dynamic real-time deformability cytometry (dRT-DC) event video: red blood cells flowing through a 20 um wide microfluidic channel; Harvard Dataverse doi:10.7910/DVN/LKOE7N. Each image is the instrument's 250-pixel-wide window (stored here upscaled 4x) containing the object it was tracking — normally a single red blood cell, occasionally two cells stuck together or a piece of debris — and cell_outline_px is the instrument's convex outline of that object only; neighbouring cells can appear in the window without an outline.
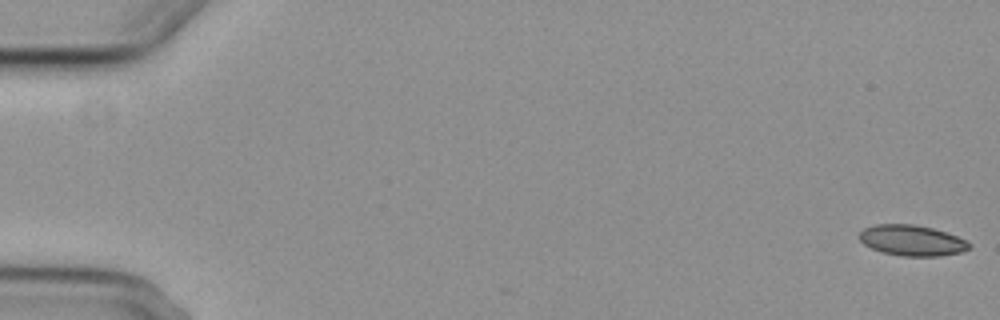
{"species": "common noctule bat (a hibernating species)", "species_latin": "Nyctalus noctula", "temperature_condition": "cold", "stored_images_in_passage": 6, "camera_frame_rate_fps": 3000, "um_per_image_px": 0.085, "animal": {"sex": "female", "body_mass_g": 29.2, "forearm_length_mm": 56.3}, "frame": {"image": 1, "passage_image": 1, "time_ms": 0.0, "image_size_px": [1000, 320], "cell_outline_px": [[972, 244], [968, 248], [960, 252], [940, 256], [900, 256], [880, 252], [864, 244], [860, 240], [860, 232], [864, 228], [876, 224], [912, 224], [932, 228], [956, 236]], "centroid_in_image_um": [77.48, 20.44], "position_along_channel_um": 7.5, "area_um2": 19.48}}
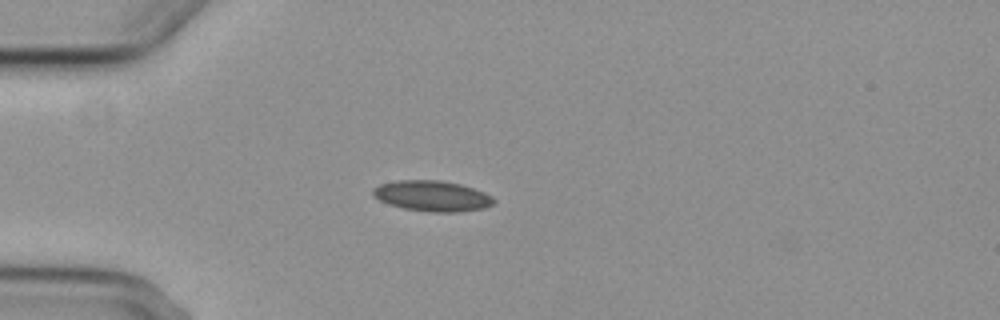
{"frame": {"image": 2, "passage_image": 6, "time_ms": 5.0, "image_size_px": [1000, 320], "cell_outline_px": [[496, 200], [492, 204], [484, 208], [460, 212], [428, 212], [404, 208], [388, 204], [372, 196], [372, 188], [380, 184], [396, 180], [440, 180], [460, 184], [484, 192], [492, 196]], "centroid_in_image_um": [36.71, 16.66], "position_along_channel_um": 48.3, "area_um2": 21.68}}